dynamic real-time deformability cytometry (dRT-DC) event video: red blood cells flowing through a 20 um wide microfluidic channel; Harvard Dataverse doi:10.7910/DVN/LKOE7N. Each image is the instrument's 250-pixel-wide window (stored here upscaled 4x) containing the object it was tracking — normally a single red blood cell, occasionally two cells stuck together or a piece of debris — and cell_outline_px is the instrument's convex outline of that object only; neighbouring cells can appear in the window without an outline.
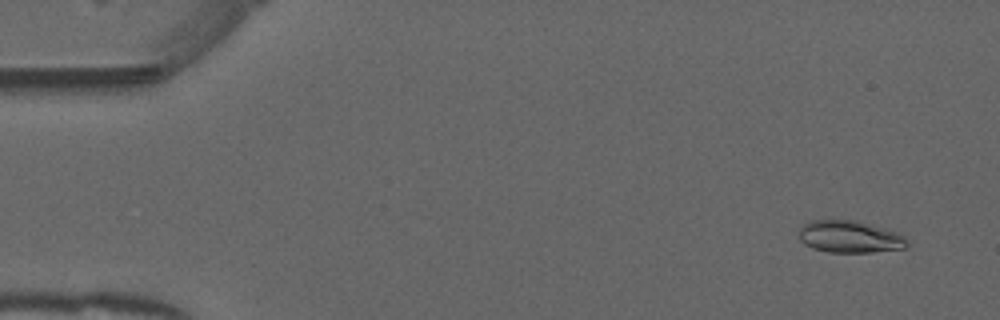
{"species": "common noctule bat (a hibernating species)", "species_latin": "Nyctalus noctula", "temperature_condition": "warm", "stored_images_in_passage": 50, "camera_frame_rate_fps": 3000, "um_per_image_px": 0.085, "animal": {"sex": "male", "forearm_length_mm": 52.5}, "frame": {"image": 1, "passage_image": 2, "time_ms": 0.333, "image_size_px": [1000, 320], "cell_outline_px": [[908, 244], [904, 248], [872, 252], [828, 252], [812, 248], [804, 244], [800, 240], [800, 228], [804, 224], [812, 220], [856, 220], [884, 228], [896, 232], [904, 236], [908, 240]], "centroid_in_image_um": [72.23, 20.12], "position_along_channel_um": 12.8, "area_um2": 20.17}}
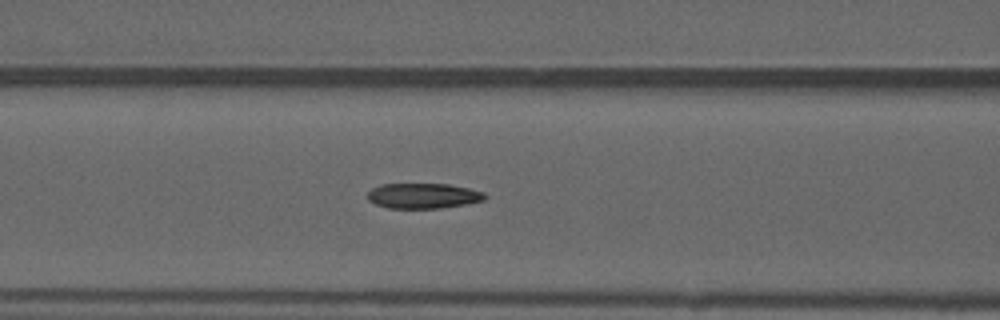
{"frame": {"image": 2, "passage_image": 20, "time_ms": 6.333, "image_size_px": [1000, 320], "cell_outline_px": [[488, 196], [484, 200], [468, 204], [440, 208], [388, 208], [376, 204], [368, 200], [368, 192], [372, 188], [380, 184], [448, 184], [468, 188], [484, 192]], "centroid_in_image_um": [35.99, 16.64], "position_along_channel_um": 130.6, "area_um2": 17.34}}
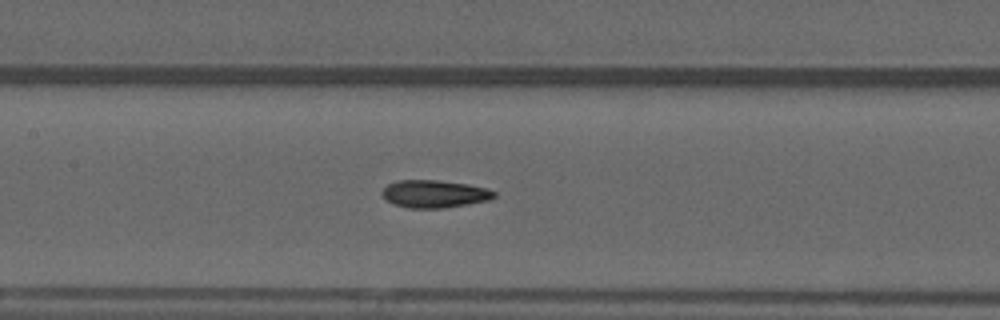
{"frame": {"image": 3, "passage_image": 23, "time_ms": 7.333, "image_size_px": [1000, 320], "cell_outline_px": [[496, 196], [488, 200], [468, 204], [444, 208], [408, 208], [392, 204], [384, 200], [380, 192], [388, 184], [396, 180], [436, 180], [468, 184], [488, 188], [496, 192]], "centroid_in_image_um": [36.89, 16.48], "position_along_channel_um": 170.5, "area_um2": 18.26}, "authors_computed_cell_mechanics": {"area_um2": 18.0047, "velocity_mm_per_s": 3.989, "shape_relaxation_time_tau1_ms": null, "shape_relaxation_time_tau2_ms": 2.9897, "deformation_change_tau1": null, "deformation_change_tau2": 0.0961}}